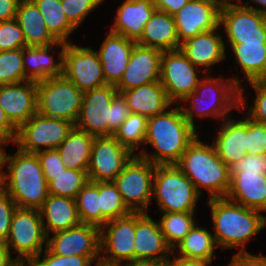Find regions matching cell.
Listing matches in <instances>:
<instances>
[{
  "instance_id": "cell-43",
  "label": "cell",
  "mask_w": 266,
  "mask_h": 266,
  "mask_svg": "<svg viewBox=\"0 0 266 266\" xmlns=\"http://www.w3.org/2000/svg\"><path fill=\"white\" fill-rule=\"evenodd\" d=\"M68 21L77 29L88 14L102 3L101 0H61Z\"/></svg>"
},
{
  "instance_id": "cell-42",
  "label": "cell",
  "mask_w": 266,
  "mask_h": 266,
  "mask_svg": "<svg viewBox=\"0 0 266 266\" xmlns=\"http://www.w3.org/2000/svg\"><path fill=\"white\" fill-rule=\"evenodd\" d=\"M37 255L27 266H91L93 261L87 256H61L53 254L45 247L43 259Z\"/></svg>"
},
{
  "instance_id": "cell-22",
  "label": "cell",
  "mask_w": 266,
  "mask_h": 266,
  "mask_svg": "<svg viewBox=\"0 0 266 266\" xmlns=\"http://www.w3.org/2000/svg\"><path fill=\"white\" fill-rule=\"evenodd\" d=\"M220 26L212 31L198 34L181 43L180 50L185 54L191 63L199 68L203 67V72L207 73V69L216 65V63L226 59V45L222 35L217 32ZM218 33V34H217Z\"/></svg>"
},
{
  "instance_id": "cell-55",
  "label": "cell",
  "mask_w": 266,
  "mask_h": 266,
  "mask_svg": "<svg viewBox=\"0 0 266 266\" xmlns=\"http://www.w3.org/2000/svg\"><path fill=\"white\" fill-rule=\"evenodd\" d=\"M0 266H20L13 257H11L5 242H0Z\"/></svg>"
},
{
  "instance_id": "cell-64",
  "label": "cell",
  "mask_w": 266,
  "mask_h": 266,
  "mask_svg": "<svg viewBox=\"0 0 266 266\" xmlns=\"http://www.w3.org/2000/svg\"><path fill=\"white\" fill-rule=\"evenodd\" d=\"M228 1H231V0H222V2H228ZM236 1H241V0H236Z\"/></svg>"
},
{
  "instance_id": "cell-11",
  "label": "cell",
  "mask_w": 266,
  "mask_h": 266,
  "mask_svg": "<svg viewBox=\"0 0 266 266\" xmlns=\"http://www.w3.org/2000/svg\"><path fill=\"white\" fill-rule=\"evenodd\" d=\"M74 127L75 124L70 121L46 117L37 112L17 129L14 144H18V149L23 152L35 154L56 149Z\"/></svg>"
},
{
  "instance_id": "cell-62",
  "label": "cell",
  "mask_w": 266,
  "mask_h": 266,
  "mask_svg": "<svg viewBox=\"0 0 266 266\" xmlns=\"http://www.w3.org/2000/svg\"><path fill=\"white\" fill-rule=\"evenodd\" d=\"M95 266H119V265L104 264V263H101V262L97 261Z\"/></svg>"
},
{
  "instance_id": "cell-27",
  "label": "cell",
  "mask_w": 266,
  "mask_h": 266,
  "mask_svg": "<svg viewBox=\"0 0 266 266\" xmlns=\"http://www.w3.org/2000/svg\"><path fill=\"white\" fill-rule=\"evenodd\" d=\"M220 129L213 140L219 158L231 168L246 154V118L223 119Z\"/></svg>"
},
{
  "instance_id": "cell-44",
  "label": "cell",
  "mask_w": 266,
  "mask_h": 266,
  "mask_svg": "<svg viewBox=\"0 0 266 266\" xmlns=\"http://www.w3.org/2000/svg\"><path fill=\"white\" fill-rule=\"evenodd\" d=\"M23 47H26V41L17 20L0 21V51Z\"/></svg>"
},
{
  "instance_id": "cell-49",
  "label": "cell",
  "mask_w": 266,
  "mask_h": 266,
  "mask_svg": "<svg viewBox=\"0 0 266 266\" xmlns=\"http://www.w3.org/2000/svg\"><path fill=\"white\" fill-rule=\"evenodd\" d=\"M17 205L11 196L0 187V242H6L10 227L13 213Z\"/></svg>"
},
{
  "instance_id": "cell-54",
  "label": "cell",
  "mask_w": 266,
  "mask_h": 266,
  "mask_svg": "<svg viewBox=\"0 0 266 266\" xmlns=\"http://www.w3.org/2000/svg\"><path fill=\"white\" fill-rule=\"evenodd\" d=\"M19 1L20 0H0V21L16 18Z\"/></svg>"
},
{
  "instance_id": "cell-18",
  "label": "cell",
  "mask_w": 266,
  "mask_h": 266,
  "mask_svg": "<svg viewBox=\"0 0 266 266\" xmlns=\"http://www.w3.org/2000/svg\"><path fill=\"white\" fill-rule=\"evenodd\" d=\"M222 0H190L175 15L180 44L219 27Z\"/></svg>"
},
{
  "instance_id": "cell-60",
  "label": "cell",
  "mask_w": 266,
  "mask_h": 266,
  "mask_svg": "<svg viewBox=\"0 0 266 266\" xmlns=\"http://www.w3.org/2000/svg\"><path fill=\"white\" fill-rule=\"evenodd\" d=\"M260 7L261 8L258 7V8H255V9L259 10L263 15L266 16V1H262L260 3Z\"/></svg>"
},
{
  "instance_id": "cell-47",
  "label": "cell",
  "mask_w": 266,
  "mask_h": 266,
  "mask_svg": "<svg viewBox=\"0 0 266 266\" xmlns=\"http://www.w3.org/2000/svg\"><path fill=\"white\" fill-rule=\"evenodd\" d=\"M249 84L255 90L256 97L247 112V117L252 121L266 124V83L254 80L249 81Z\"/></svg>"
},
{
  "instance_id": "cell-14",
  "label": "cell",
  "mask_w": 266,
  "mask_h": 266,
  "mask_svg": "<svg viewBox=\"0 0 266 266\" xmlns=\"http://www.w3.org/2000/svg\"><path fill=\"white\" fill-rule=\"evenodd\" d=\"M196 69L180 49L162 51L160 82L175 105L197 87L200 78Z\"/></svg>"
},
{
  "instance_id": "cell-31",
  "label": "cell",
  "mask_w": 266,
  "mask_h": 266,
  "mask_svg": "<svg viewBox=\"0 0 266 266\" xmlns=\"http://www.w3.org/2000/svg\"><path fill=\"white\" fill-rule=\"evenodd\" d=\"M15 19L23 31L26 46H50L58 42L48 31L33 0L19 1Z\"/></svg>"
},
{
  "instance_id": "cell-45",
  "label": "cell",
  "mask_w": 266,
  "mask_h": 266,
  "mask_svg": "<svg viewBox=\"0 0 266 266\" xmlns=\"http://www.w3.org/2000/svg\"><path fill=\"white\" fill-rule=\"evenodd\" d=\"M246 153L266 154V124L252 121L246 117Z\"/></svg>"
},
{
  "instance_id": "cell-28",
  "label": "cell",
  "mask_w": 266,
  "mask_h": 266,
  "mask_svg": "<svg viewBox=\"0 0 266 266\" xmlns=\"http://www.w3.org/2000/svg\"><path fill=\"white\" fill-rule=\"evenodd\" d=\"M121 93L131 113L147 118L162 114L171 107V104L174 105L160 81L123 90Z\"/></svg>"
},
{
  "instance_id": "cell-2",
  "label": "cell",
  "mask_w": 266,
  "mask_h": 266,
  "mask_svg": "<svg viewBox=\"0 0 266 266\" xmlns=\"http://www.w3.org/2000/svg\"><path fill=\"white\" fill-rule=\"evenodd\" d=\"M220 77L204 76L203 79L199 80L194 92H191L181 100L183 103H181L182 106L180 105V107L184 118L193 128H196L194 114L202 119L212 116L223 120L228 118L226 116L231 110L237 109L241 111V107L245 108L247 103H245L246 100L243 96L244 87L241 85V80L237 76L227 80ZM184 101L191 102L189 103L191 106H185L184 108Z\"/></svg>"
},
{
  "instance_id": "cell-41",
  "label": "cell",
  "mask_w": 266,
  "mask_h": 266,
  "mask_svg": "<svg viewBox=\"0 0 266 266\" xmlns=\"http://www.w3.org/2000/svg\"><path fill=\"white\" fill-rule=\"evenodd\" d=\"M25 81L22 48L0 51V85Z\"/></svg>"
},
{
  "instance_id": "cell-6",
  "label": "cell",
  "mask_w": 266,
  "mask_h": 266,
  "mask_svg": "<svg viewBox=\"0 0 266 266\" xmlns=\"http://www.w3.org/2000/svg\"><path fill=\"white\" fill-rule=\"evenodd\" d=\"M201 195L176 164L156 165L152 197L161 212H195Z\"/></svg>"
},
{
  "instance_id": "cell-15",
  "label": "cell",
  "mask_w": 266,
  "mask_h": 266,
  "mask_svg": "<svg viewBox=\"0 0 266 266\" xmlns=\"http://www.w3.org/2000/svg\"><path fill=\"white\" fill-rule=\"evenodd\" d=\"M134 155L114 136L94 137L87 170L89 181H114Z\"/></svg>"
},
{
  "instance_id": "cell-37",
  "label": "cell",
  "mask_w": 266,
  "mask_h": 266,
  "mask_svg": "<svg viewBox=\"0 0 266 266\" xmlns=\"http://www.w3.org/2000/svg\"><path fill=\"white\" fill-rule=\"evenodd\" d=\"M81 223L101 228L99 182H88L75 198Z\"/></svg>"
},
{
  "instance_id": "cell-56",
  "label": "cell",
  "mask_w": 266,
  "mask_h": 266,
  "mask_svg": "<svg viewBox=\"0 0 266 266\" xmlns=\"http://www.w3.org/2000/svg\"><path fill=\"white\" fill-rule=\"evenodd\" d=\"M176 255V266H209L212 261L203 259H187L183 257H177Z\"/></svg>"
},
{
  "instance_id": "cell-26",
  "label": "cell",
  "mask_w": 266,
  "mask_h": 266,
  "mask_svg": "<svg viewBox=\"0 0 266 266\" xmlns=\"http://www.w3.org/2000/svg\"><path fill=\"white\" fill-rule=\"evenodd\" d=\"M155 10L152 0H124L116 11L110 32L137 41Z\"/></svg>"
},
{
  "instance_id": "cell-1",
  "label": "cell",
  "mask_w": 266,
  "mask_h": 266,
  "mask_svg": "<svg viewBox=\"0 0 266 266\" xmlns=\"http://www.w3.org/2000/svg\"><path fill=\"white\" fill-rule=\"evenodd\" d=\"M196 136V129L187 122L180 104H177L162 114L148 118L144 145L150 144L155 152L148 154L143 149L137 155L156 165L176 164Z\"/></svg>"
},
{
  "instance_id": "cell-5",
  "label": "cell",
  "mask_w": 266,
  "mask_h": 266,
  "mask_svg": "<svg viewBox=\"0 0 266 266\" xmlns=\"http://www.w3.org/2000/svg\"><path fill=\"white\" fill-rule=\"evenodd\" d=\"M176 165L200 195L205 189L210 194L209 199L226 197L230 188V168L219 158L212 143H203L197 135Z\"/></svg>"
},
{
  "instance_id": "cell-40",
  "label": "cell",
  "mask_w": 266,
  "mask_h": 266,
  "mask_svg": "<svg viewBox=\"0 0 266 266\" xmlns=\"http://www.w3.org/2000/svg\"><path fill=\"white\" fill-rule=\"evenodd\" d=\"M89 182L87 171L66 169L48 184L49 194L75 199L79 191Z\"/></svg>"
},
{
  "instance_id": "cell-30",
  "label": "cell",
  "mask_w": 266,
  "mask_h": 266,
  "mask_svg": "<svg viewBox=\"0 0 266 266\" xmlns=\"http://www.w3.org/2000/svg\"><path fill=\"white\" fill-rule=\"evenodd\" d=\"M39 210L46 236H50V232L67 230L81 223L75 199L49 194Z\"/></svg>"
},
{
  "instance_id": "cell-57",
  "label": "cell",
  "mask_w": 266,
  "mask_h": 266,
  "mask_svg": "<svg viewBox=\"0 0 266 266\" xmlns=\"http://www.w3.org/2000/svg\"><path fill=\"white\" fill-rule=\"evenodd\" d=\"M172 255L174 256L173 260L171 258L155 261V266H176V255L175 250H173Z\"/></svg>"
},
{
  "instance_id": "cell-29",
  "label": "cell",
  "mask_w": 266,
  "mask_h": 266,
  "mask_svg": "<svg viewBox=\"0 0 266 266\" xmlns=\"http://www.w3.org/2000/svg\"><path fill=\"white\" fill-rule=\"evenodd\" d=\"M137 44L145 47L156 48L161 51L180 49V41L174 16L167 12L155 10L146 22L141 37Z\"/></svg>"
},
{
  "instance_id": "cell-51",
  "label": "cell",
  "mask_w": 266,
  "mask_h": 266,
  "mask_svg": "<svg viewBox=\"0 0 266 266\" xmlns=\"http://www.w3.org/2000/svg\"><path fill=\"white\" fill-rule=\"evenodd\" d=\"M226 266H266V256L253 255L249 252H237Z\"/></svg>"
},
{
  "instance_id": "cell-10",
  "label": "cell",
  "mask_w": 266,
  "mask_h": 266,
  "mask_svg": "<svg viewBox=\"0 0 266 266\" xmlns=\"http://www.w3.org/2000/svg\"><path fill=\"white\" fill-rule=\"evenodd\" d=\"M223 2L219 26H224L229 44L266 43V16L253 6Z\"/></svg>"
},
{
  "instance_id": "cell-34",
  "label": "cell",
  "mask_w": 266,
  "mask_h": 266,
  "mask_svg": "<svg viewBox=\"0 0 266 266\" xmlns=\"http://www.w3.org/2000/svg\"><path fill=\"white\" fill-rule=\"evenodd\" d=\"M176 247L181 255L179 257L212 261L217 245L213 234L196 223Z\"/></svg>"
},
{
  "instance_id": "cell-25",
  "label": "cell",
  "mask_w": 266,
  "mask_h": 266,
  "mask_svg": "<svg viewBox=\"0 0 266 266\" xmlns=\"http://www.w3.org/2000/svg\"><path fill=\"white\" fill-rule=\"evenodd\" d=\"M230 188L226 198L246 208L266 211V175L230 172Z\"/></svg>"
},
{
  "instance_id": "cell-32",
  "label": "cell",
  "mask_w": 266,
  "mask_h": 266,
  "mask_svg": "<svg viewBox=\"0 0 266 266\" xmlns=\"http://www.w3.org/2000/svg\"><path fill=\"white\" fill-rule=\"evenodd\" d=\"M94 136L76 127L57 148L67 169L87 171Z\"/></svg>"
},
{
  "instance_id": "cell-21",
  "label": "cell",
  "mask_w": 266,
  "mask_h": 266,
  "mask_svg": "<svg viewBox=\"0 0 266 266\" xmlns=\"http://www.w3.org/2000/svg\"><path fill=\"white\" fill-rule=\"evenodd\" d=\"M0 106L18 129L37 113V82L0 85Z\"/></svg>"
},
{
  "instance_id": "cell-4",
  "label": "cell",
  "mask_w": 266,
  "mask_h": 266,
  "mask_svg": "<svg viewBox=\"0 0 266 266\" xmlns=\"http://www.w3.org/2000/svg\"><path fill=\"white\" fill-rule=\"evenodd\" d=\"M214 224V240L221 249L245 250L246 243L266 226V216L261 211L246 208L226 197L208 199Z\"/></svg>"
},
{
  "instance_id": "cell-17",
  "label": "cell",
  "mask_w": 266,
  "mask_h": 266,
  "mask_svg": "<svg viewBox=\"0 0 266 266\" xmlns=\"http://www.w3.org/2000/svg\"><path fill=\"white\" fill-rule=\"evenodd\" d=\"M53 254L61 256H87L93 262L100 259V228L80 223L67 230L47 236V246Z\"/></svg>"
},
{
  "instance_id": "cell-63",
  "label": "cell",
  "mask_w": 266,
  "mask_h": 266,
  "mask_svg": "<svg viewBox=\"0 0 266 266\" xmlns=\"http://www.w3.org/2000/svg\"><path fill=\"white\" fill-rule=\"evenodd\" d=\"M259 80L266 83V71H265L264 75Z\"/></svg>"
},
{
  "instance_id": "cell-16",
  "label": "cell",
  "mask_w": 266,
  "mask_h": 266,
  "mask_svg": "<svg viewBox=\"0 0 266 266\" xmlns=\"http://www.w3.org/2000/svg\"><path fill=\"white\" fill-rule=\"evenodd\" d=\"M117 92L114 85H105L84 92L75 127L94 137L108 136L111 102Z\"/></svg>"
},
{
  "instance_id": "cell-61",
  "label": "cell",
  "mask_w": 266,
  "mask_h": 266,
  "mask_svg": "<svg viewBox=\"0 0 266 266\" xmlns=\"http://www.w3.org/2000/svg\"><path fill=\"white\" fill-rule=\"evenodd\" d=\"M128 266H155V261L149 263H135Z\"/></svg>"
},
{
  "instance_id": "cell-33",
  "label": "cell",
  "mask_w": 266,
  "mask_h": 266,
  "mask_svg": "<svg viewBox=\"0 0 266 266\" xmlns=\"http://www.w3.org/2000/svg\"><path fill=\"white\" fill-rule=\"evenodd\" d=\"M235 61L247 81L259 80L266 71V43L230 44Z\"/></svg>"
},
{
  "instance_id": "cell-19",
  "label": "cell",
  "mask_w": 266,
  "mask_h": 266,
  "mask_svg": "<svg viewBox=\"0 0 266 266\" xmlns=\"http://www.w3.org/2000/svg\"><path fill=\"white\" fill-rule=\"evenodd\" d=\"M135 263L161 261L173 253L161 232L159 223L147 212H135Z\"/></svg>"
},
{
  "instance_id": "cell-20",
  "label": "cell",
  "mask_w": 266,
  "mask_h": 266,
  "mask_svg": "<svg viewBox=\"0 0 266 266\" xmlns=\"http://www.w3.org/2000/svg\"><path fill=\"white\" fill-rule=\"evenodd\" d=\"M161 55L159 49L136 43L124 74L115 86L118 92L160 81Z\"/></svg>"
},
{
  "instance_id": "cell-59",
  "label": "cell",
  "mask_w": 266,
  "mask_h": 266,
  "mask_svg": "<svg viewBox=\"0 0 266 266\" xmlns=\"http://www.w3.org/2000/svg\"><path fill=\"white\" fill-rule=\"evenodd\" d=\"M262 1H266V0H248L247 2H241V1H238L239 3H241L242 5L244 6H247V7H250L251 5H249L250 2H254L255 4L257 3L258 5H256V7L254 6V8H258L259 4L262 2Z\"/></svg>"
},
{
  "instance_id": "cell-52",
  "label": "cell",
  "mask_w": 266,
  "mask_h": 266,
  "mask_svg": "<svg viewBox=\"0 0 266 266\" xmlns=\"http://www.w3.org/2000/svg\"><path fill=\"white\" fill-rule=\"evenodd\" d=\"M156 9L174 16L190 0H152Z\"/></svg>"
},
{
  "instance_id": "cell-24",
  "label": "cell",
  "mask_w": 266,
  "mask_h": 266,
  "mask_svg": "<svg viewBox=\"0 0 266 266\" xmlns=\"http://www.w3.org/2000/svg\"><path fill=\"white\" fill-rule=\"evenodd\" d=\"M67 43L58 41L50 46H26L22 48L25 81L39 82L63 76V51ZM61 46L59 62H54L51 51Z\"/></svg>"
},
{
  "instance_id": "cell-58",
  "label": "cell",
  "mask_w": 266,
  "mask_h": 266,
  "mask_svg": "<svg viewBox=\"0 0 266 266\" xmlns=\"http://www.w3.org/2000/svg\"><path fill=\"white\" fill-rule=\"evenodd\" d=\"M6 144H9V143L3 137L0 136V173L3 170L2 168L4 166V160H5V155H6V152L1 148L3 146H6Z\"/></svg>"
},
{
  "instance_id": "cell-46",
  "label": "cell",
  "mask_w": 266,
  "mask_h": 266,
  "mask_svg": "<svg viewBox=\"0 0 266 266\" xmlns=\"http://www.w3.org/2000/svg\"><path fill=\"white\" fill-rule=\"evenodd\" d=\"M36 154L48 184L54 179V176L59 175L67 169L63 164L57 148L42 150Z\"/></svg>"
},
{
  "instance_id": "cell-36",
  "label": "cell",
  "mask_w": 266,
  "mask_h": 266,
  "mask_svg": "<svg viewBox=\"0 0 266 266\" xmlns=\"http://www.w3.org/2000/svg\"><path fill=\"white\" fill-rule=\"evenodd\" d=\"M158 221L166 243L172 249L185 238L197 222L194 221V212H162Z\"/></svg>"
},
{
  "instance_id": "cell-35",
  "label": "cell",
  "mask_w": 266,
  "mask_h": 266,
  "mask_svg": "<svg viewBox=\"0 0 266 266\" xmlns=\"http://www.w3.org/2000/svg\"><path fill=\"white\" fill-rule=\"evenodd\" d=\"M43 15L44 23L51 35L64 43L76 29L67 19L61 0H33Z\"/></svg>"
},
{
  "instance_id": "cell-3",
  "label": "cell",
  "mask_w": 266,
  "mask_h": 266,
  "mask_svg": "<svg viewBox=\"0 0 266 266\" xmlns=\"http://www.w3.org/2000/svg\"><path fill=\"white\" fill-rule=\"evenodd\" d=\"M1 171V187L11 196L17 207L40 209L49 196L48 182L35 153L17 149L14 155L6 153Z\"/></svg>"
},
{
  "instance_id": "cell-8",
  "label": "cell",
  "mask_w": 266,
  "mask_h": 266,
  "mask_svg": "<svg viewBox=\"0 0 266 266\" xmlns=\"http://www.w3.org/2000/svg\"><path fill=\"white\" fill-rule=\"evenodd\" d=\"M83 92L64 76L37 82V112L76 124Z\"/></svg>"
},
{
  "instance_id": "cell-7",
  "label": "cell",
  "mask_w": 266,
  "mask_h": 266,
  "mask_svg": "<svg viewBox=\"0 0 266 266\" xmlns=\"http://www.w3.org/2000/svg\"><path fill=\"white\" fill-rule=\"evenodd\" d=\"M5 243L10 255L11 249L18 253L15 261L20 266L28 265L42 253L43 245L47 246V236L40 210L17 207L13 213L10 232Z\"/></svg>"
},
{
  "instance_id": "cell-38",
  "label": "cell",
  "mask_w": 266,
  "mask_h": 266,
  "mask_svg": "<svg viewBox=\"0 0 266 266\" xmlns=\"http://www.w3.org/2000/svg\"><path fill=\"white\" fill-rule=\"evenodd\" d=\"M99 196L101 227L110 220L122 218L131 213L113 181L99 182Z\"/></svg>"
},
{
  "instance_id": "cell-12",
  "label": "cell",
  "mask_w": 266,
  "mask_h": 266,
  "mask_svg": "<svg viewBox=\"0 0 266 266\" xmlns=\"http://www.w3.org/2000/svg\"><path fill=\"white\" fill-rule=\"evenodd\" d=\"M134 239L135 212L108 221L100 228V253L104 254L99 261L119 266L135 264Z\"/></svg>"
},
{
  "instance_id": "cell-9",
  "label": "cell",
  "mask_w": 266,
  "mask_h": 266,
  "mask_svg": "<svg viewBox=\"0 0 266 266\" xmlns=\"http://www.w3.org/2000/svg\"><path fill=\"white\" fill-rule=\"evenodd\" d=\"M156 164L134 155L113 181L131 212H147L152 198Z\"/></svg>"
},
{
  "instance_id": "cell-39",
  "label": "cell",
  "mask_w": 266,
  "mask_h": 266,
  "mask_svg": "<svg viewBox=\"0 0 266 266\" xmlns=\"http://www.w3.org/2000/svg\"><path fill=\"white\" fill-rule=\"evenodd\" d=\"M147 120L148 118L145 116L131 113L114 134V137L136 155L135 150L144 144L145 141Z\"/></svg>"
},
{
  "instance_id": "cell-48",
  "label": "cell",
  "mask_w": 266,
  "mask_h": 266,
  "mask_svg": "<svg viewBox=\"0 0 266 266\" xmlns=\"http://www.w3.org/2000/svg\"><path fill=\"white\" fill-rule=\"evenodd\" d=\"M130 114L126 99L122 93L117 92L111 102V122L108 124V136H114Z\"/></svg>"
},
{
  "instance_id": "cell-23",
  "label": "cell",
  "mask_w": 266,
  "mask_h": 266,
  "mask_svg": "<svg viewBox=\"0 0 266 266\" xmlns=\"http://www.w3.org/2000/svg\"><path fill=\"white\" fill-rule=\"evenodd\" d=\"M136 43L109 31L98 51L107 85L116 86L120 82Z\"/></svg>"
},
{
  "instance_id": "cell-53",
  "label": "cell",
  "mask_w": 266,
  "mask_h": 266,
  "mask_svg": "<svg viewBox=\"0 0 266 266\" xmlns=\"http://www.w3.org/2000/svg\"><path fill=\"white\" fill-rule=\"evenodd\" d=\"M16 134L17 129L10 123L0 106V136L3 137L8 143L11 142L14 144Z\"/></svg>"
},
{
  "instance_id": "cell-50",
  "label": "cell",
  "mask_w": 266,
  "mask_h": 266,
  "mask_svg": "<svg viewBox=\"0 0 266 266\" xmlns=\"http://www.w3.org/2000/svg\"><path fill=\"white\" fill-rule=\"evenodd\" d=\"M230 172L259 173L266 175V154L245 156L230 168Z\"/></svg>"
},
{
  "instance_id": "cell-13",
  "label": "cell",
  "mask_w": 266,
  "mask_h": 266,
  "mask_svg": "<svg viewBox=\"0 0 266 266\" xmlns=\"http://www.w3.org/2000/svg\"><path fill=\"white\" fill-rule=\"evenodd\" d=\"M63 76L83 93L107 85L98 52L91 47L65 45Z\"/></svg>"
}]
</instances>
